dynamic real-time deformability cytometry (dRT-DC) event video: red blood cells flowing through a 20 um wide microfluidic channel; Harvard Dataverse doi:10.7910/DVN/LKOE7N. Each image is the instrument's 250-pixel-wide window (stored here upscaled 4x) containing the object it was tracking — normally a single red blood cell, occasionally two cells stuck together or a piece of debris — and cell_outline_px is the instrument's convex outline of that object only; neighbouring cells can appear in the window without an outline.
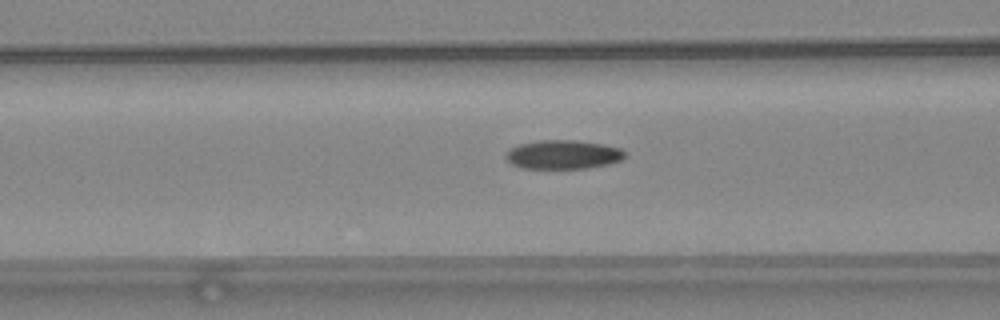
{"species": "common noctule bat (a hibernating species)", "species_latin": "Nyctalus noctula", "temperature_condition": "warm", "stored_images_in_passage": 41, "camera_frame_rate_fps": 3000, "um_per_image_px": 0.085, "animal": {"sex": "female", "body_mass_g": 24.6, "forearm_length_mm": 56.2}, "frame": {"image": 1, "passage_image": 10, "time_ms": 3.0, "image_size_px": [1000, 320], "cell_outline_px": [[624, 156], [620, 160], [608, 164], [584, 168], [520, 168], [512, 164], [504, 156], [504, 152], [520, 144], [540, 140], [572, 140], [600, 144], [620, 148], [624, 152]], "centroid_in_image_um": [47.8, 13.14], "position_along_channel_um": 118.8, "area_um2": 19.77}}
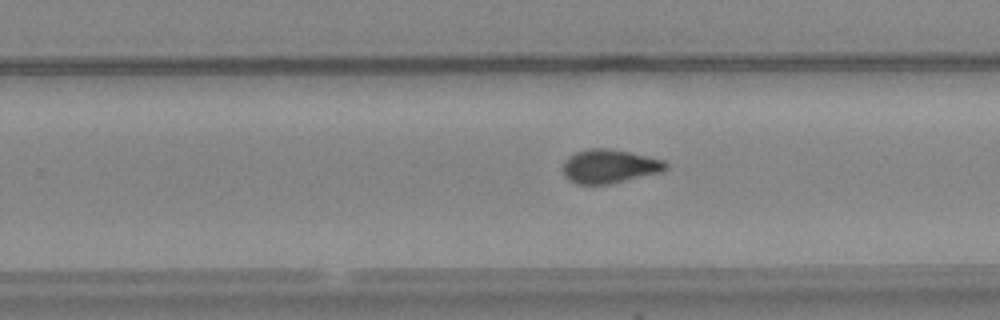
{"frame": {"image": 2, "passage_image": 22, "time_ms": 7.0, "image_size_px": [1000, 320], "cell_outline_px": [[668, 168], [664, 172], [612, 184], [576, 184], [568, 180], [564, 176], [564, 160], [568, 156], [576, 152], [592, 148], [608, 148], [628, 152], [664, 160], [668, 164]], "centroid_in_image_um": [51.83, 14.15], "position_along_channel_um": 278.0, "area_um2": 20.46}}
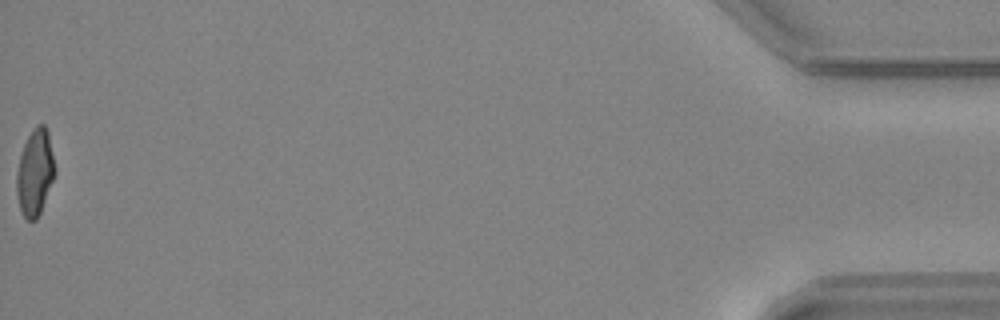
{"frame": {"image": 3, "passage_image": 41, "time_ms": 13.333, "image_size_px": [1000, 320], "cell_outline_px": [[56, 172], [40, 212], [36, 220], [28, 220], [24, 216], [20, 208], [16, 192], [16, 172], [20, 156], [24, 144], [32, 128], [36, 124], [44, 124], [48, 132]], "centroid_in_image_um": [2.96, 14.64], "position_along_channel_um": 432.2, "area_um2": 19.13}, "authors_computed_cell_mechanics": {"area_um2": 19.9988, "velocity_mm_per_s": 3.9914, "shape_relaxation_time_tau1_ms": null, "shape_relaxation_time_tau2_ms": 2.1966, "deformation_change_tau1": null, "deformation_change_tau2": 0.0746}}